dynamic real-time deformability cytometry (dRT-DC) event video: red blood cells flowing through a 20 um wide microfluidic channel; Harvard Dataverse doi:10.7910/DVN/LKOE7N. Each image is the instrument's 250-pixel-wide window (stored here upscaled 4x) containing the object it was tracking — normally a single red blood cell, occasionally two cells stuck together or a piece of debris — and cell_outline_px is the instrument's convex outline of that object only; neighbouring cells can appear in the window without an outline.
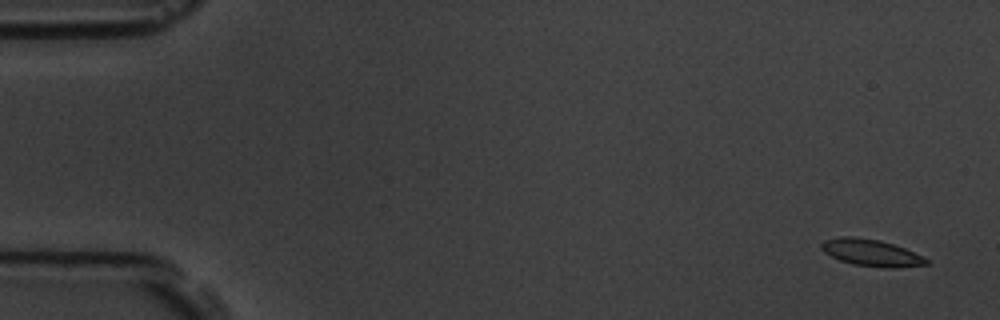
{"species": "common noctule bat (a hibernating species)", "species_latin": "Nyctalus noctula", "temperature_condition": "room temperature", "stored_images_in_passage": 56, "camera_frame_rate_fps": 3000, "um_per_image_px": 0.085, "animal": {"sex": "male", "body_mass_g": 19.5, "forearm_length_mm": 54.6}, "frame": {"image": 1, "passage_image": 1, "time_ms": 0.0, "image_size_px": [1000, 320], "cell_outline_px": [[928, 264], [892, 268], [888, 268], [852, 264], [840, 260], [824, 252], [820, 248], [820, 244], [824, 240], [840, 236], [852, 236], [880, 240], [904, 248], [928, 260]], "centroid_in_image_um": [73.99, 21.47], "position_along_channel_um": 11.0, "area_um2": 16.18}}
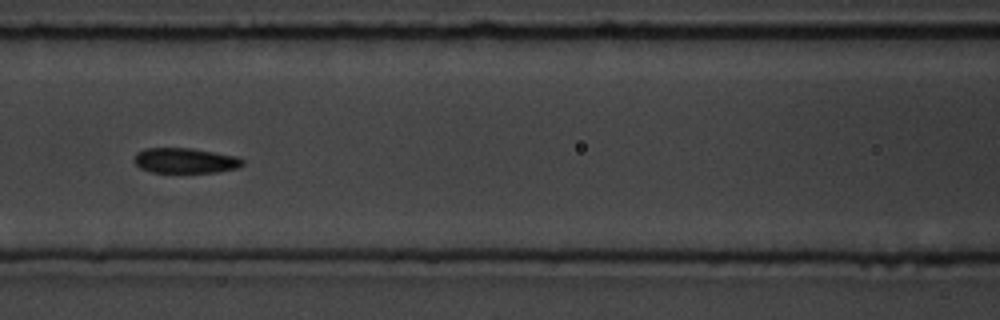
{"frame": {"image": 2, "passage_image": 24, "time_ms": 7.667, "image_size_px": [1000, 320], "cell_outline_px": [[244, 164], [240, 168], [216, 172], [152, 172], [140, 168], [132, 160], [136, 152], [144, 148], [192, 148], [236, 156], [244, 160]], "centroid_in_image_um": [15.73, 13.64], "position_along_channel_um": 150.9, "area_um2": 16.07}}
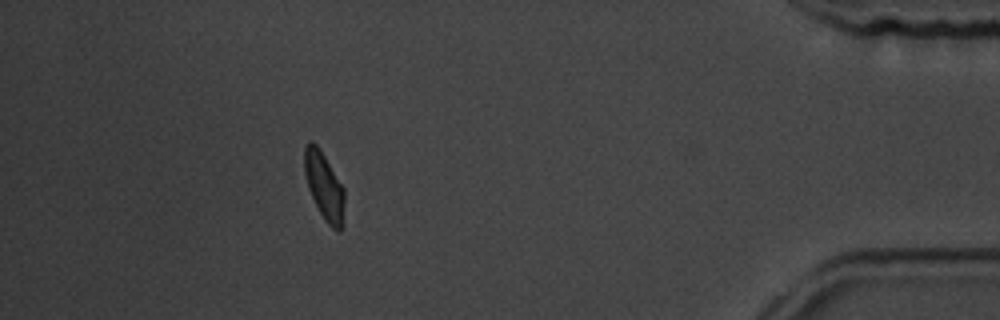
{"frame": {"image": 3, "passage_image": 50, "time_ms": 16.333, "image_size_px": [1000, 320], "cell_outline_px": [[344, 228], [340, 232], [336, 232], [324, 220], [308, 188], [304, 172], [304, 148], [312, 140], [316, 144], [324, 156], [344, 188]], "centroid_in_image_um": [27.58, 15.89], "position_along_channel_um": 407.6, "area_um2": 15.78}, "authors_computed_cell_mechanics": {"area_um2": 16.1262, "velocity_mm_per_s": 3.5699, "shape_relaxation_time_tau1_ms": 2.1579, "shape_relaxation_time_tau2_ms": 2.3073, "deformation_change_tau1": 0.1225, "deformation_change_tau2": 0.0854}}